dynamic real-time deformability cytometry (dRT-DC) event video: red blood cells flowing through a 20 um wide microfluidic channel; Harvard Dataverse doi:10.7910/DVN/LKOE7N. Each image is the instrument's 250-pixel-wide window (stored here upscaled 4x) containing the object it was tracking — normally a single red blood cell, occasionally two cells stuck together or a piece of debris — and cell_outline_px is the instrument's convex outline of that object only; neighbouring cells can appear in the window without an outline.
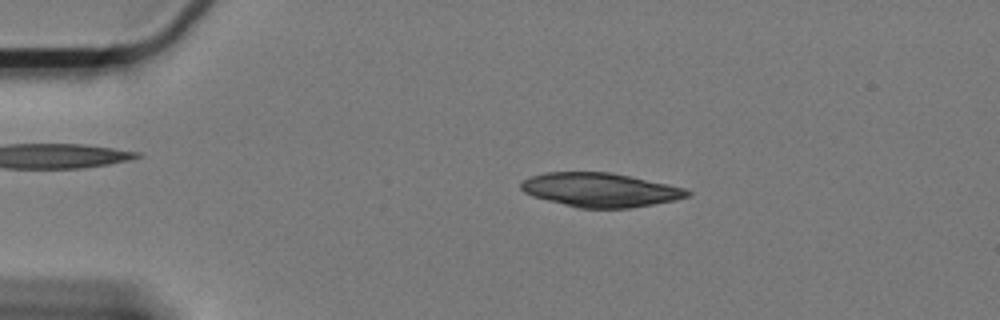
{"species": "Egyptian fruit bat (a non-hibernating species)", "species_latin": "Rousettus aegyptiacus", "temperature_condition": "cold", "stored_images_in_passage": 52, "camera_frame_rate_fps": 3000, "um_per_image_px": 0.085, "animal": {"sex": "female"}, "frame": {"image": 1, "passage_image": 4, "time_ms": 1.0, "image_size_px": [1000, 320], "cell_outline_px": [[692, 192], [688, 196], [672, 200], [632, 208], [580, 208], [532, 196], [524, 192], [520, 188], [520, 184], [524, 180], [532, 176], [544, 172], [612, 172], [668, 184], [684, 188]], "centroid_in_image_um": [51.01, 16.13], "position_along_channel_um": 34.0, "area_um2": 32.71}}